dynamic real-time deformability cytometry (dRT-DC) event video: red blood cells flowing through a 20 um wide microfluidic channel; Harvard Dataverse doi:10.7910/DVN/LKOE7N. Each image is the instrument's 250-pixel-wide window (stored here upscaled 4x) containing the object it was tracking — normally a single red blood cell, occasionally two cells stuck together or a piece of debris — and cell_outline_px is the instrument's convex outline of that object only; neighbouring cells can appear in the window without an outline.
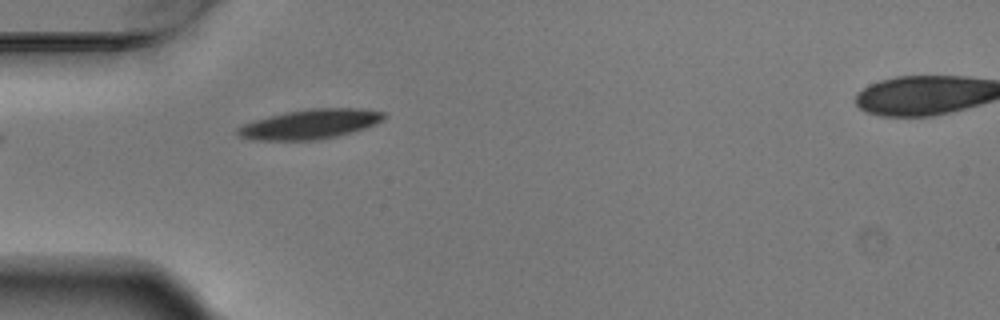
{"species": "Egyptian fruit bat (a non-hibernating species)", "species_latin": "Rousettus aegyptiacus", "temperature_condition": "warm", "stored_images_in_passage": 2, "camera_frame_rate_fps": 3000, "um_per_image_px": 0.085, "animal": {"sex": "male"}, "frame": {"image": 1, "passage_image": 2, "time_ms": 0.333, "image_size_px": [1000, 320], "cell_outline_px": [[388, 116], [384, 120], [376, 124], [340, 136], [320, 140], [252, 140], [240, 136], [236, 132], [236, 128], [252, 120], [284, 112], [308, 108], [364, 108], [384, 112]], "centroid_in_image_um": [26.39, 10.54], "position_along_channel_um": 58.6, "area_um2": 25.72}}